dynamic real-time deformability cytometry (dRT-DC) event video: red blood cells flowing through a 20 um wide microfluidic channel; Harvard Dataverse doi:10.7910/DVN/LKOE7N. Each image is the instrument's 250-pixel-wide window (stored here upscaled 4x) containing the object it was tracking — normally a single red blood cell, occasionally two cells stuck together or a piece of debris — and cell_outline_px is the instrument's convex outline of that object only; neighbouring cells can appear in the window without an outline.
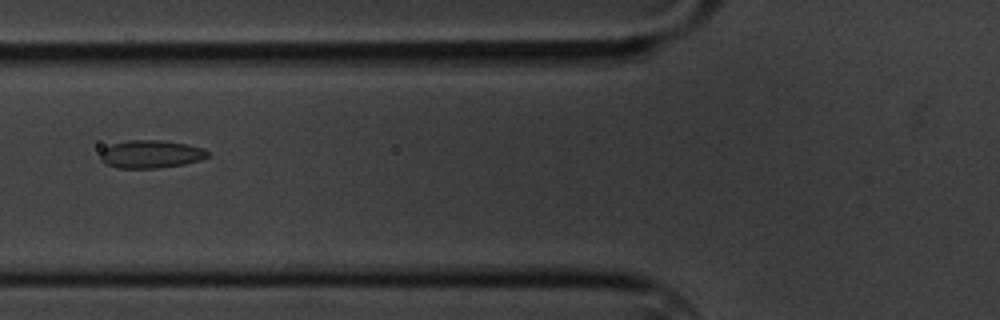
{"species": "common noctule bat (a hibernating species)", "species_latin": "Nyctalus noctula", "temperature_condition": "cold", "stored_images_in_passage": 6, "camera_frame_rate_fps": 3000, "um_per_image_px": 0.085, "animal": {"sex": "male", "body_mass_g": 20.1, "forearm_length_mm": 53.5}, "frame": {"image": 1, "passage_image": 2, "time_ms": 1.333, "image_size_px": [1000, 320], "cell_outline_px": [[212, 152], [208, 156], [200, 160], [184, 164], [156, 168], [116, 168], [100, 160], [100, 152], [104, 148], [112, 144], [128, 140], [160, 140], [188, 144], [204, 148]], "centroid_in_image_um": [12.84, 13.1], "position_along_channel_um": 113.0, "area_um2": 17.57}}
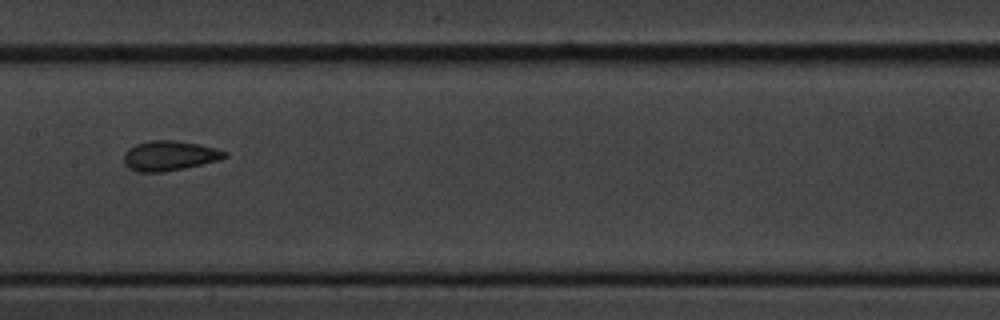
{"frame": {"image": 2, "passage_image": 4, "time_ms": 3.667, "image_size_px": [1000, 320], "cell_outline_px": [[228, 156], [220, 160], [184, 168], [164, 172], [136, 172], [128, 168], [124, 164], [124, 152], [128, 148], [136, 144], [152, 140], [172, 140], [200, 144], [216, 148], [228, 152]], "centroid_in_image_um": [14.4, 13.24], "position_along_channel_um": 193.0, "area_um2": 17.74}}
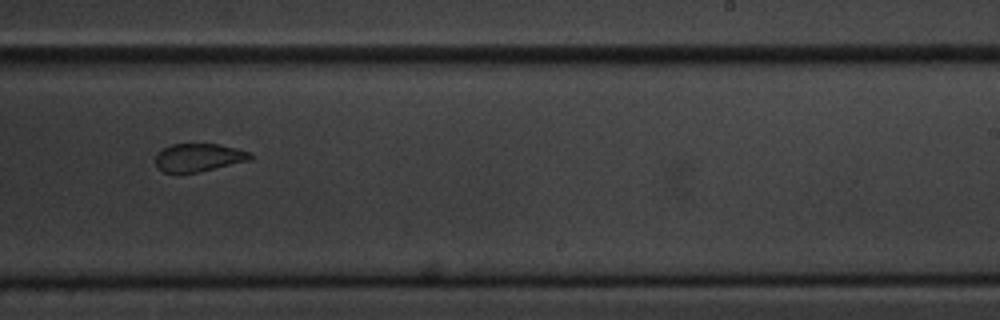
{"frame": {"image": 3, "passage_image": 6, "time_ms": 6.0, "image_size_px": [1000, 320], "cell_outline_px": [[252, 160], [196, 172], [164, 172], [156, 164], [156, 152], [172, 144], [216, 144], [236, 148], [248, 152], [252, 156]], "centroid_in_image_um": [16.88, 13.38], "position_along_channel_um": 272.1, "area_um2": 15.2}}